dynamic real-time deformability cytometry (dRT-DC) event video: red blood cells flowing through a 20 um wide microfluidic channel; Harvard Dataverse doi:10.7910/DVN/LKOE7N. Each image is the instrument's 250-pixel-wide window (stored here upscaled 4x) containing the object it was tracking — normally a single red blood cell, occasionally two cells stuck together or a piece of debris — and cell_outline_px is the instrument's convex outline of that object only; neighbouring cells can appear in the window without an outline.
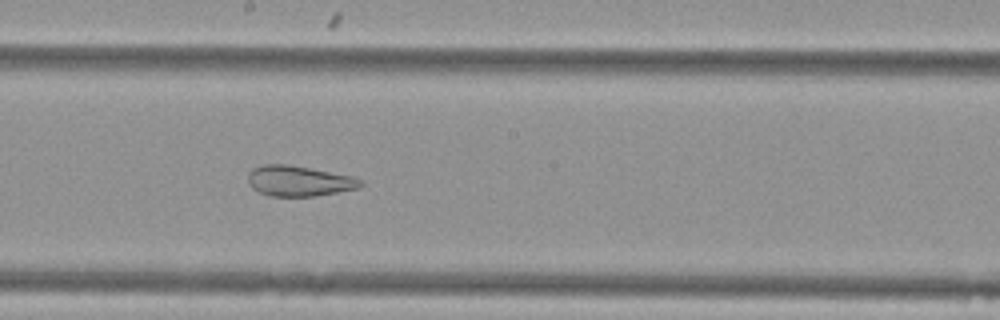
{"species": "Egyptian fruit bat (a non-hibernating species)", "species_latin": "Rousettus aegyptiacus", "temperature_condition": "cold", "stored_images_in_passage": 54, "camera_frame_rate_fps": 3000, "um_per_image_px": 0.085, "animal": {"sex": "female"}, "frame": {"image": 1, "passage_image": 30, "time_ms": 9.667, "image_size_px": [1000, 320], "cell_outline_px": [[364, 184], [360, 188], [316, 196], [268, 196], [252, 188], [248, 184], [248, 172], [252, 168], [264, 164], [288, 164], [352, 176], [360, 180]], "centroid_in_image_um": [25.39, 15.38], "position_along_channel_um": 222.8, "area_um2": 20.06}}
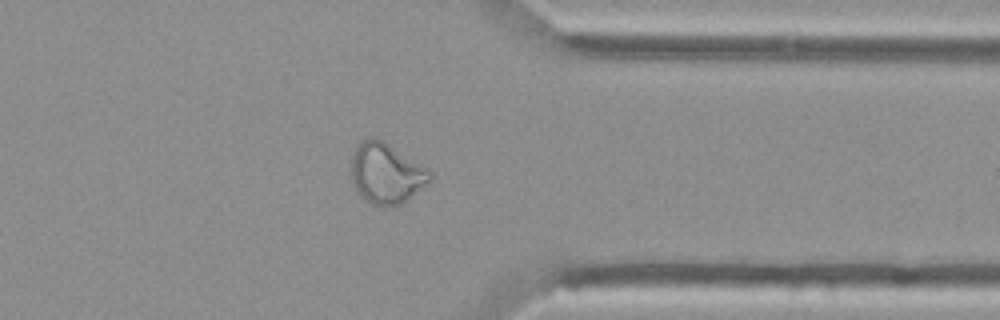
{"frame": {"image": 2, "passage_image": 43, "time_ms": 14.0, "image_size_px": [1000, 320], "cell_outline_px": [[432, 180], [408, 200], [400, 204], [380, 208], [372, 204], [360, 196], [356, 192], [352, 180], [352, 156], [360, 140], [372, 136], [376, 136], [432, 168]], "centroid_in_image_um": [32.88, 14.72], "position_along_channel_um": 378.5, "area_um2": 28.67}, "authors_computed_cell_mechanics": {"area_um2": 29.0734, "velocity_mm_per_s": 3.7462, "shape_relaxation_time_tau1_ms": null, "shape_relaxation_time_tau2_ms": 1.5067, "deformation_change_tau1": null, "deformation_change_tau2": 0.0762}}